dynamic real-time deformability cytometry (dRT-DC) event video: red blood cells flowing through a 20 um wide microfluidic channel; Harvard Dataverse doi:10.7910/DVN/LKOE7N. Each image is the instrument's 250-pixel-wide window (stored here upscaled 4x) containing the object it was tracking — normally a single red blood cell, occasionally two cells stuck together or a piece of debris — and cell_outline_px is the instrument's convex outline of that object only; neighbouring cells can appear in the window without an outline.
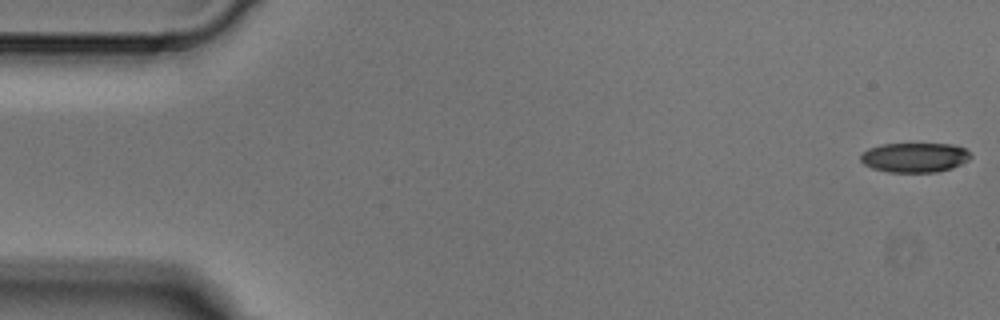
{"species": "Egyptian fruit bat (a non-hibernating species)", "species_latin": "Rousettus aegyptiacus", "temperature_condition": "cold", "stored_images_in_passage": 6, "camera_frame_rate_fps": 3000, "um_per_image_px": 0.085, "animal": {"sex": "male"}, "frame": {"image": 1, "passage_image": 1, "time_ms": 0.0, "image_size_px": [1000, 320], "cell_outline_px": [[972, 156], [968, 160], [952, 168], [936, 172], [888, 172], [872, 168], [864, 164], [860, 160], [860, 156], [868, 148], [884, 144], [952, 144], [964, 148]], "centroid_in_image_um": [77.74, 13.39], "position_along_channel_um": 7.3, "area_um2": 18.9}}
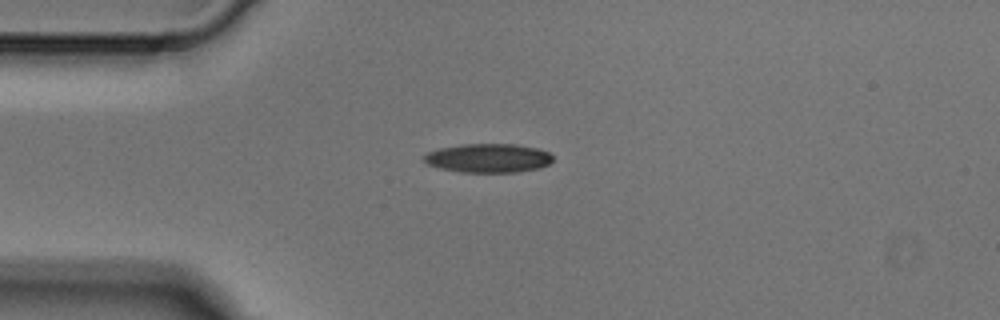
{"frame": {"image": 2, "passage_image": 4, "time_ms": 1.0, "image_size_px": [1000, 320], "cell_outline_px": [[552, 160], [548, 164], [540, 168], [516, 172], [460, 172], [440, 168], [428, 164], [424, 160], [424, 156], [428, 152], [440, 148], [460, 144], [516, 144], [540, 148], [548, 152], [552, 156]], "centroid_in_image_um": [41.52, 13.43], "position_along_channel_um": 43.5, "area_um2": 21.73}}
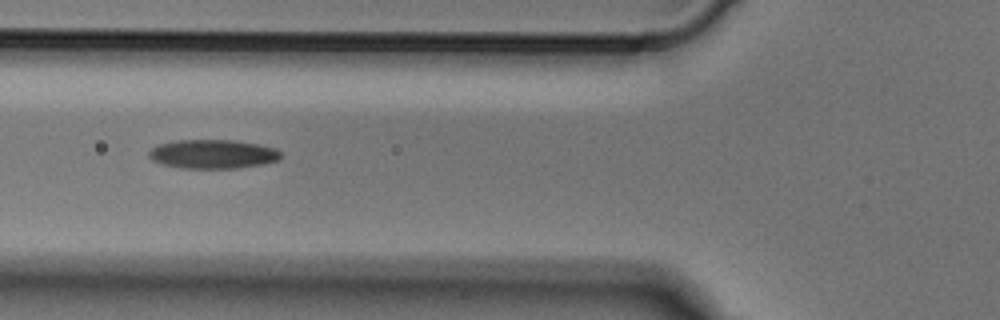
{"frame": {"image": 3, "passage_image": 6, "time_ms": 1.667, "image_size_px": [1000, 320], "cell_outline_px": [[280, 160], [264, 164], [236, 168], [180, 168], [164, 164], [152, 160], [148, 156], [148, 152], [156, 144], [176, 140], [236, 140], [260, 144], [276, 148], [280, 152]], "centroid_in_image_um": [18.1, 13.09], "position_along_channel_um": 107.7, "area_um2": 22.48}}